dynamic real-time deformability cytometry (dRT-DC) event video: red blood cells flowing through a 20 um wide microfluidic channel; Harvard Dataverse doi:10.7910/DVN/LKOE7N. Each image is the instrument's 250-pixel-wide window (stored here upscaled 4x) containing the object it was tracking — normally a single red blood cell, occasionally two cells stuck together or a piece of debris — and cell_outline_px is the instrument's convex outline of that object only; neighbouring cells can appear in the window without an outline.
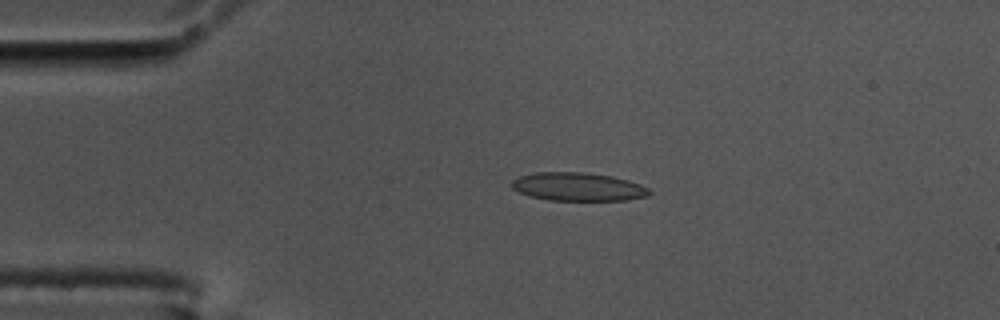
{"species": "common noctule bat (a hibernating species)", "species_latin": "Nyctalus noctula", "temperature_condition": "cold", "stored_images_in_passage": 44, "camera_frame_rate_fps": 3000, "um_per_image_px": 0.085, "animal": {"sex": "male", "body_mass_g": 17.5, "forearm_length_mm": 52.3}, "frame": {"image": 1, "passage_image": 1, "time_ms": 0.0, "image_size_px": [1000, 320], "cell_outline_px": [[652, 192], [648, 196], [628, 200], [548, 200], [528, 196], [512, 188], [512, 180], [520, 176], [536, 172], [584, 172], [612, 176], [628, 180], [640, 184], [648, 188]], "centroid_in_image_um": [49.14, 15.87], "position_along_channel_um": 35.9, "area_um2": 22.77}}
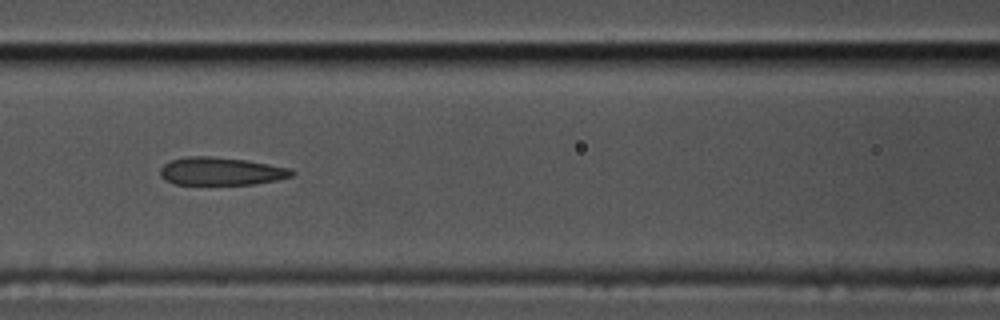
{"frame": {"image": 2, "passage_image": 13, "time_ms": 4.0, "image_size_px": [1000, 320], "cell_outline_px": [[296, 172], [292, 176], [276, 180], [252, 184], [176, 184], [164, 180], [160, 176], [160, 168], [164, 164], [172, 160], [188, 156], [208, 156], [244, 160], [292, 168]], "centroid_in_image_um": [18.78, 14.56], "position_along_channel_um": 147.8, "area_um2": 21.27}}
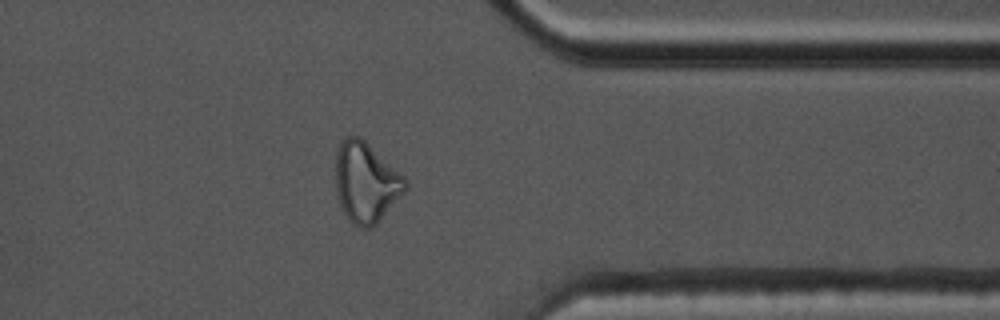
{"frame": {"image": 3, "passage_image": 33, "time_ms": 10.667, "image_size_px": [1000, 320], "cell_outline_px": [[408, 188], [376, 224], [372, 228], [360, 228], [352, 224], [348, 220], [340, 204], [336, 192], [336, 152], [344, 136], [360, 136], [404, 176], [408, 180]], "centroid_in_image_um": [31.1, 15.51], "position_along_channel_um": 380.3, "area_um2": 32.6}, "authors_computed_cell_mechanics": {"area_um2": 23.12, "velocity_mm_per_s": 3.6251, "shape_relaxation_time_tau1_ms": null, "shape_relaxation_time_tau2_ms": 1.8908, "deformation_change_tau1": null, "deformation_change_tau2": 0.1037}}